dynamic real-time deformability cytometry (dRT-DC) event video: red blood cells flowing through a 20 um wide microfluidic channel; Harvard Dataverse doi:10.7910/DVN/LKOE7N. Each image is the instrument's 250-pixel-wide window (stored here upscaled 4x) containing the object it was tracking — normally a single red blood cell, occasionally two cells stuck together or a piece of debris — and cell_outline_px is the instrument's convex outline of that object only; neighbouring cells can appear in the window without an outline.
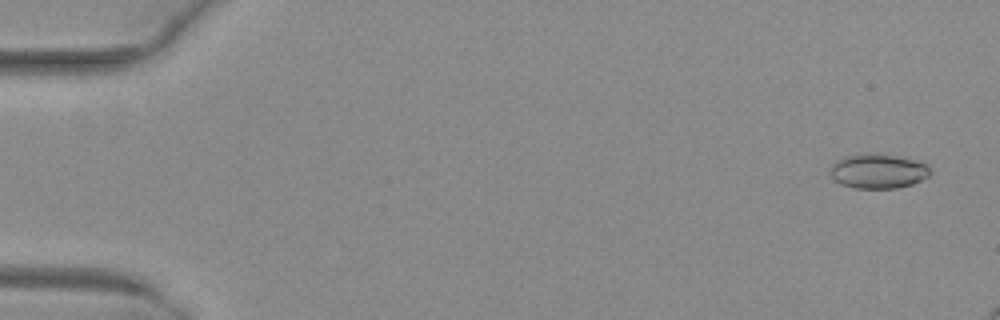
{"species": "common noctule bat (a hibernating species)", "species_latin": "Nyctalus noctula", "temperature_condition": "warm", "stored_images_in_passage": 14, "camera_frame_rate_fps": 3000, "um_per_image_px": 0.085, "animal": {"sex": "female", "body_mass_g": 29.2, "forearm_length_mm": 56.3}, "frame": {"image": 1, "passage_image": 3, "time_ms": 0.667, "image_size_px": [1000, 320], "cell_outline_px": [[932, 172], [928, 176], [912, 184], [896, 188], [856, 188], [844, 184], [836, 180], [828, 172], [832, 164], [836, 160], [844, 156], [896, 156], [928, 164]], "centroid_in_image_um": [74.65, 14.58], "position_along_channel_um": 10.3, "area_um2": 19.36}}